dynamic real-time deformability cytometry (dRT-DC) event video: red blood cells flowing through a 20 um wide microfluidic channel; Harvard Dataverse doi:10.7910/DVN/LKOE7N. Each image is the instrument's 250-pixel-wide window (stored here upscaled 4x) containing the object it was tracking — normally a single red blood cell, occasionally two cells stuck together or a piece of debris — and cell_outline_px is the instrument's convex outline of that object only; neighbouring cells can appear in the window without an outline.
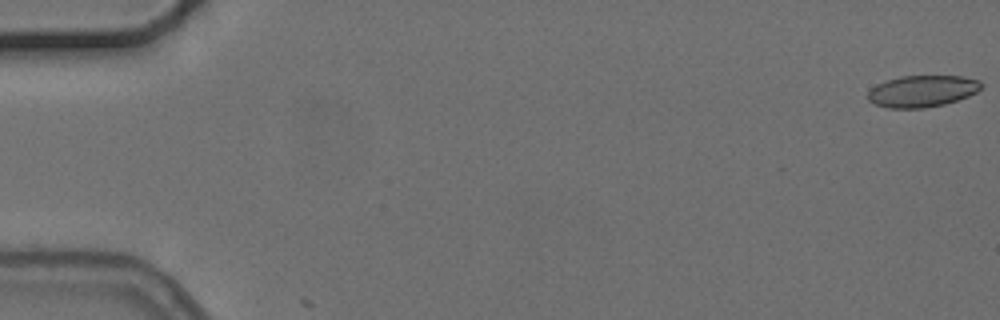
{"species": "common noctule bat (a hibernating species)", "species_latin": "Nyctalus noctula", "temperature_condition": "cold", "stored_images_in_passage": 6, "camera_frame_rate_fps": 3000, "um_per_image_px": 0.085, "animal": {"sex": "female", "body_mass_g": 24.6, "forearm_length_mm": 56.2}, "frame": {"image": 1, "passage_image": 1, "time_ms": 0.0, "image_size_px": [1000, 320], "cell_outline_px": [[984, 84], [976, 92], [968, 96], [944, 104], [924, 108], [888, 108], [876, 104], [868, 100], [868, 92], [876, 84], [900, 76], [960, 76], [980, 80]], "centroid_in_image_um": [78.39, 7.74], "position_along_channel_um": 6.6, "area_um2": 20.81}}
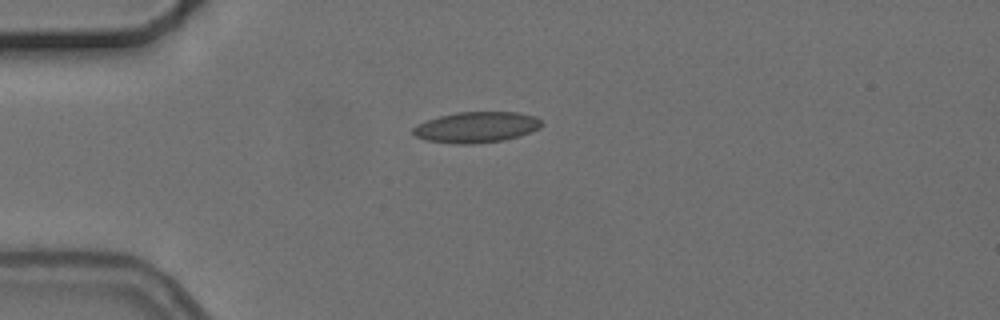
{"frame": {"image": 2, "passage_image": 5, "time_ms": 4.667, "image_size_px": [1000, 320], "cell_outline_px": [[544, 124], [540, 128], [532, 132], [520, 136], [504, 140], [472, 144], [452, 144], [424, 140], [416, 136], [412, 132], [412, 128], [416, 124], [440, 116], [456, 112], [516, 112], [536, 116]], "centroid_in_image_um": [40.5, 10.82], "position_along_channel_um": 44.5, "area_um2": 23.35}}